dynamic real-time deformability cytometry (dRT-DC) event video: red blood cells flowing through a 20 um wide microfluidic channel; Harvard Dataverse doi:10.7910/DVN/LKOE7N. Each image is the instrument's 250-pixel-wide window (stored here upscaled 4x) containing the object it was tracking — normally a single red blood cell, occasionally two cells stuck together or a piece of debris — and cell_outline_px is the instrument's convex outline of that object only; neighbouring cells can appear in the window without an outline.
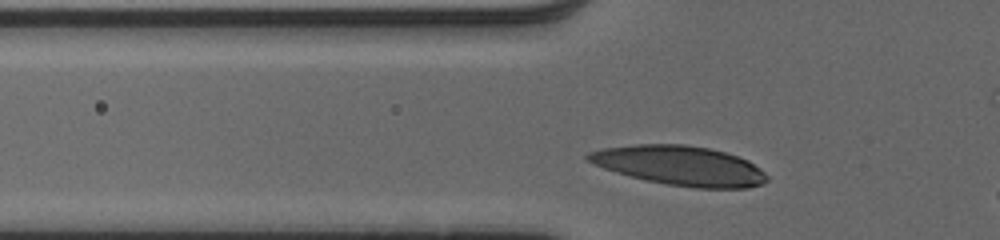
{"species": "human", "species_latin": "Homo sapiens", "temperature_condition": "cold", "stored_images_in_passage": 30, "camera_frame_rate_fps": 3000, "um_per_image_px": 0.085, "donor": {"sex": "male"}, "frame": {"image": 1, "passage_image": 5, "time_ms": 1.333, "image_size_px": [1000, 240], "cell_outline_px": [[768, 180], [760, 184], [748, 188], [696, 188], [668, 184], [648, 180], [616, 172], [604, 168], [588, 160], [584, 156], [588, 152], [604, 148], [632, 144], [684, 144], [708, 148], [724, 152], [748, 160], [760, 168], [768, 176]], "centroid_in_image_um": [57.81, 14.07], "position_along_channel_um": 68.0, "area_um2": 40.86}}
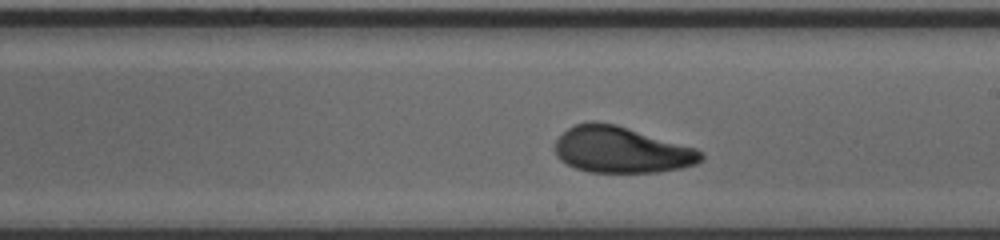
{"frame": {"image": 2, "passage_image": 18, "time_ms": 5.667, "image_size_px": [1000, 240], "cell_outline_px": [[704, 160], [696, 164], [680, 168], [656, 172], [588, 172], [576, 168], [560, 160], [556, 156], [556, 140], [568, 128], [576, 124], [592, 120], [596, 120], [616, 124], [696, 148], [704, 156]], "centroid_in_image_um": [52.81, 12.73], "position_along_channel_um": 236.2, "area_um2": 39.3}}
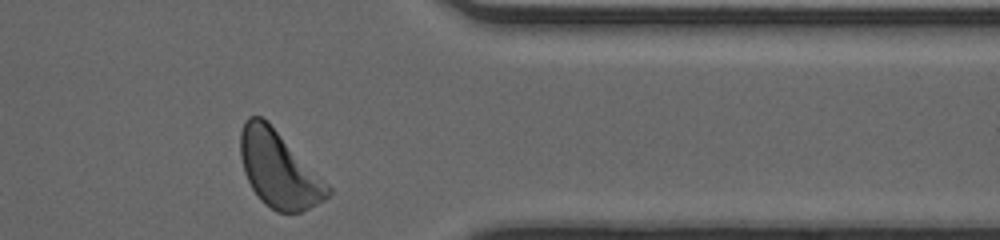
{"frame": {"image": 3, "passage_image": 30, "time_ms": 9.667, "image_size_px": [1000, 240], "cell_outline_px": [[332, 192], [324, 200], [300, 212], [276, 212], [264, 204], [260, 200], [252, 188], [244, 172], [240, 156], [240, 132], [244, 120], [248, 116], [260, 116], [332, 188]], "centroid_in_image_um": [23.66, 14.44], "position_along_channel_um": 387.7, "area_um2": 37.86}, "authors_computed_cell_mechanics": {"area_um2": 39.1884, "velocity_mm_per_s": 3.9816, "shape_relaxation_time_tau1_ms": 3.029, "shape_relaxation_time_tau2_ms": 3.5308, "deformation_change_tau1": 0.1478, "deformation_change_tau2": 0.1204}}